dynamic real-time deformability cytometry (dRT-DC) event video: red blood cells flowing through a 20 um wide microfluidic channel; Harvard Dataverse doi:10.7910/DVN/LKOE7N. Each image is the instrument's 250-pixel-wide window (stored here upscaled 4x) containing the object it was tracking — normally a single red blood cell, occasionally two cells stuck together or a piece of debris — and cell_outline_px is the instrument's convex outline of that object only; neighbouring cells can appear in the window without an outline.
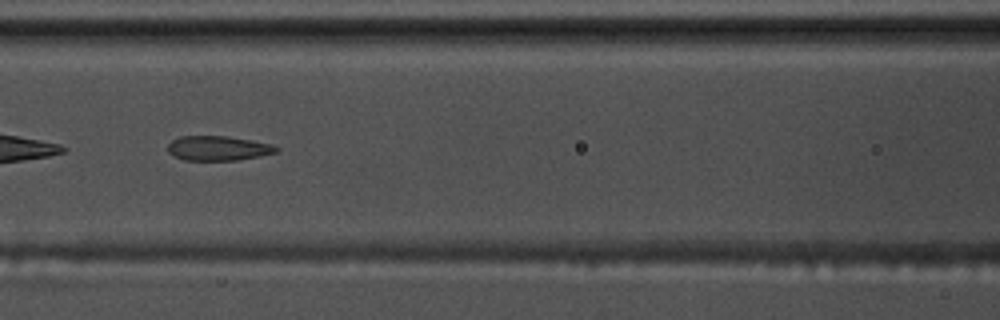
{"species": "common noctule bat (a hibernating species)", "species_latin": "Nyctalus noctula", "temperature_condition": "warm", "stored_images_in_passage": 49, "camera_frame_rate_fps": 3000, "um_per_image_px": 0.085, "animal": {"sex": "male", "body_mass_g": 17.5, "forearm_length_mm": 52.3}, "frame": {"image": 1, "passage_image": 20, "time_ms": 6.333, "image_size_px": [1000, 320], "cell_outline_px": [[280, 148], [276, 152], [260, 156], [236, 160], [184, 160], [168, 152], [168, 144], [172, 140], [180, 136], [228, 136], [252, 140], [272, 144]], "centroid_in_image_um": [18.55, 12.59], "position_along_channel_um": 148.0, "area_um2": 15.55}}
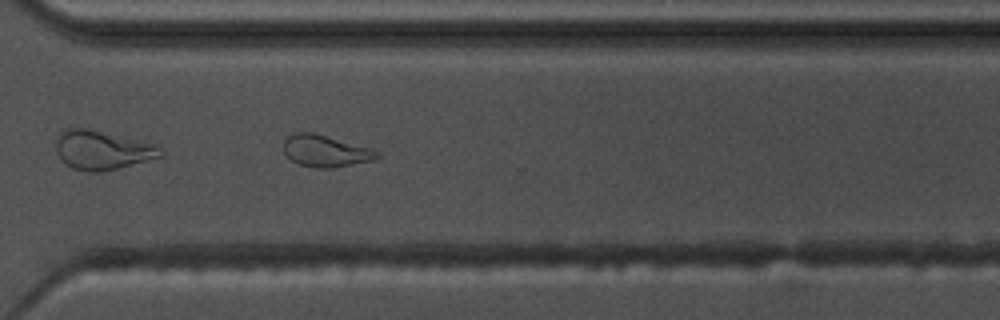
{"frame": {"image": 2, "passage_image": 36, "time_ms": 11.667, "image_size_px": [1000, 320], "cell_outline_px": [[380, 156], [372, 160], [332, 168], [312, 168], [300, 164], [292, 160], [284, 152], [284, 140], [288, 136], [296, 132], [312, 132], [372, 148], [380, 152]], "centroid_in_image_um": [27.67, 12.83], "position_along_channel_um": 342.9, "area_um2": 17.22}}
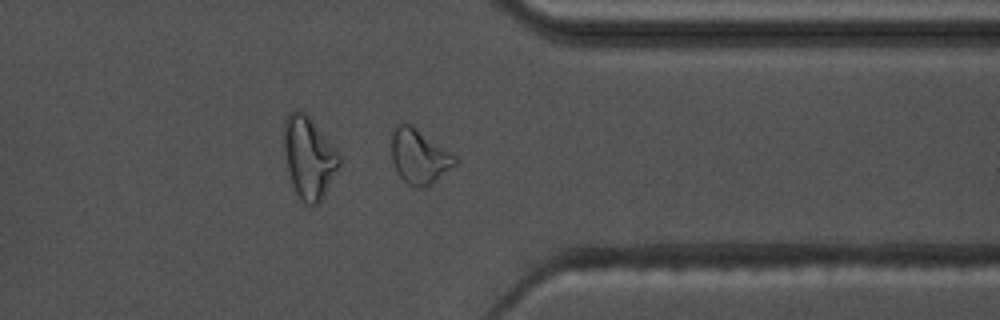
{"frame": {"image": 3, "passage_image": 39, "time_ms": 12.667, "image_size_px": [1000, 320], "cell_outline_px": [[460, 160], [456, 164], [432, 184], [424, 188], [416, 188], [408, 184], [400, 176], [392, 160], [392, 132], [396, 124], [412, 124], [456, 156]], "centroid_in_image_um": [35.65, 13.3], "position_along_channel_um": 375.7, "area_um2": 20.23}, "authors_computed_cell_mechanics": {"area_um2": 17.4556, "velocity_mm_per_s": 3.6598, "shape_relaxation_time_tau1_ms": null, "shape_relaxation_time_tau2_ms": 1.7873, "deformation_change_tau1": null, "deformation_change_tau2": 0.1017}}